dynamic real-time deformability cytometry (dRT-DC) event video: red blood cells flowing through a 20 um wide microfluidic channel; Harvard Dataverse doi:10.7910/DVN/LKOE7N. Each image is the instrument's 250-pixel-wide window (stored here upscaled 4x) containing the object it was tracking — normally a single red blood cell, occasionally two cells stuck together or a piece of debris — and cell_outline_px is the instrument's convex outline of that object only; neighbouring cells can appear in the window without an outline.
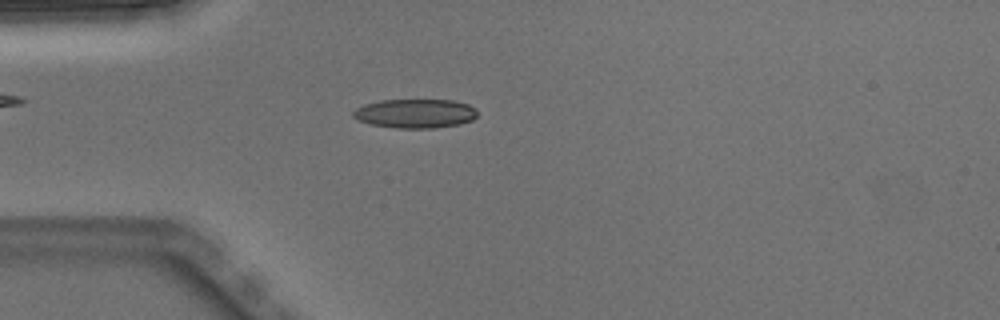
{"species": "Egyptian fruit bat (a non-hibernating species)", "species_latin": "Rousettus aegyptiacus", "temperature_condition": "warm", "stored_images_in_passage": 4, "camera_frame_rate_fps": 3000, "um_per_image_px": 0.085, "animal": {"sex": "male"}, "frame": {"image": 1, "passage_image": 4, "time_ms": 1.0, "image_size_px": [1000, 320], "cell_outline_px": [[476, 116], [472, 120], [460, 124], [432, 128], [396, 128], [372, 124], [356, 120], [352, 116], [352, 112], [356, 108], [364, 104], [380, 100], [452, 100], [468, 104], [476, 108]], "centroid_in_image_um": [35.27, 9.64], "position_along_channel_um": 49.7, "area_um2": 21.1}}